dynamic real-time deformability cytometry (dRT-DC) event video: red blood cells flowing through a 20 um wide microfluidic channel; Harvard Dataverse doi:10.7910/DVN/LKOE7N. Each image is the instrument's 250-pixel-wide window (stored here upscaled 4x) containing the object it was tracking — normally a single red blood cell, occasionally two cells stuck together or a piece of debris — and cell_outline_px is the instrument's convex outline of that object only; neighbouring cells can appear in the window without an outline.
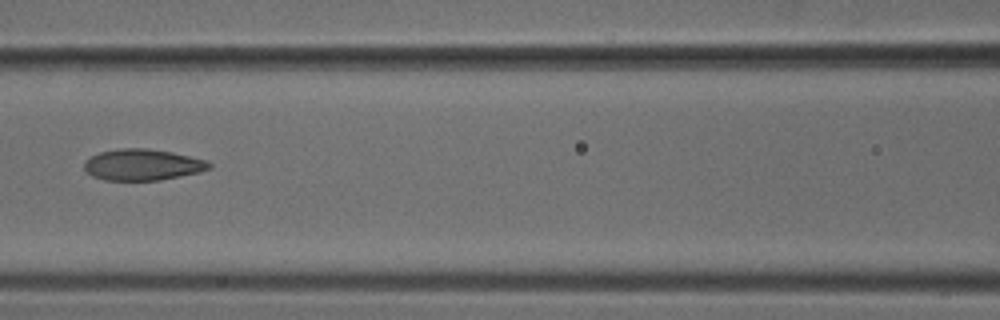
{"species": "common noctule bat (a hibernating species)", "species_latin": "Nyctalus noctula", "temperature_condition": "cold", "stored_images_in_passage": 7, "camera_frame_rate_fps": 3000, "um_per_image_px": 0.085, "animal": {"sex": "male", "body_mass_g": 18.8}, "frame": {"image": 1, "passage_image": 6, "time_ms": 1.667, "image_size_px": [1000, 320], "cell_outline_px": [[212, 168], [200, 172], [160, 180], [104, 180], [92, 176], [84, 168], [84, 160], [100, 152], [120, 148], [148, 148], [172, 152], [208, 160], [212, 164]], "centroid_in_image_um": [12.14, 14.0], "position_along_channel_um": 154.5, "area_um2": 22.89}}
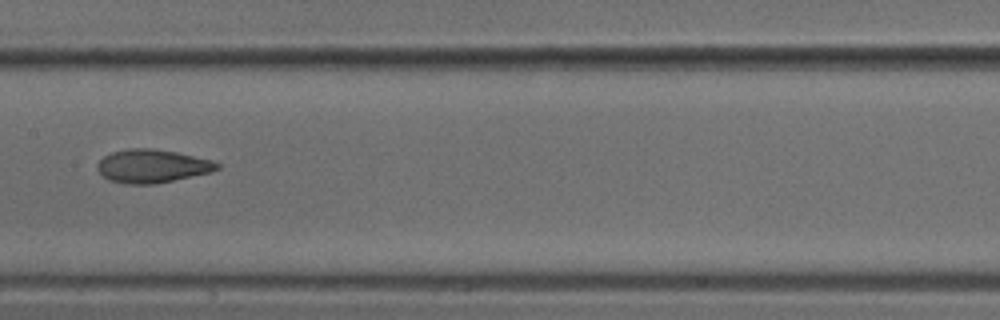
{"frame": {"image": 2, "passage_image": 7, "time_ms": 2.0, "image_size_px": [1000, 320], "cell_outline_px": [[220, 168], [212, 172], [152, 184], [124, 184], [108, 180], [96, 168], [96, 164], [104, 156], [112, 152], [128, 148], [152, 148], [176, 152], [212, 160], [220, 164]], "centroid_in_image_um": [12.92, 14.11], "position_along_channel_um": 194.5, "area_um2": 23.24}}